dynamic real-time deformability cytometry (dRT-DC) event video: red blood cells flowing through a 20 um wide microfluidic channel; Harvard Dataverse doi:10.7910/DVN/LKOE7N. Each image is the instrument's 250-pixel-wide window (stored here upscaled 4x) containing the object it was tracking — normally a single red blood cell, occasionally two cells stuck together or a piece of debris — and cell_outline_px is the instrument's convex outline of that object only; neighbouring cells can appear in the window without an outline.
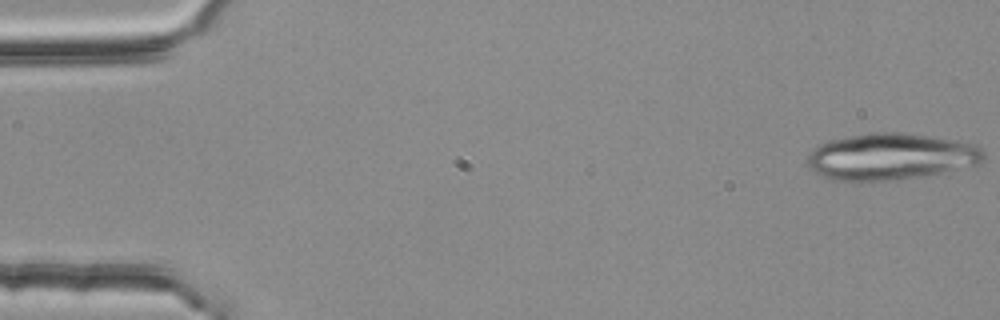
{"species": "common noctule bat (a hibernating species)", "species_latin": "Nyctalus noctula", "temperature_condition": "room temperature", "stored_images_in_passage": 20, "camera_frame_rate_fps": 3000, "um_per_image_px": 0.085, "animal": {"sex": "female", "body_mass_g": 25.1}, "frame": {"image": 1, "passage_image": 1, "time_ms": 0.0, "image_size_px": [1000, 320], "cell_outline_px": [[984, 160], [976, 164], [924, 176], [896, 180], [832, 180], [820, 176], [808, 164], [808, 156], [812, 148], [828, 140], [872, 132], [896, 132], [952, 140], [976, 144], [984, 152]], "centroid_in_image_um": [75.68, 13.31], "position_along_channel_um": 9.3, "area_um2": 47.28}}